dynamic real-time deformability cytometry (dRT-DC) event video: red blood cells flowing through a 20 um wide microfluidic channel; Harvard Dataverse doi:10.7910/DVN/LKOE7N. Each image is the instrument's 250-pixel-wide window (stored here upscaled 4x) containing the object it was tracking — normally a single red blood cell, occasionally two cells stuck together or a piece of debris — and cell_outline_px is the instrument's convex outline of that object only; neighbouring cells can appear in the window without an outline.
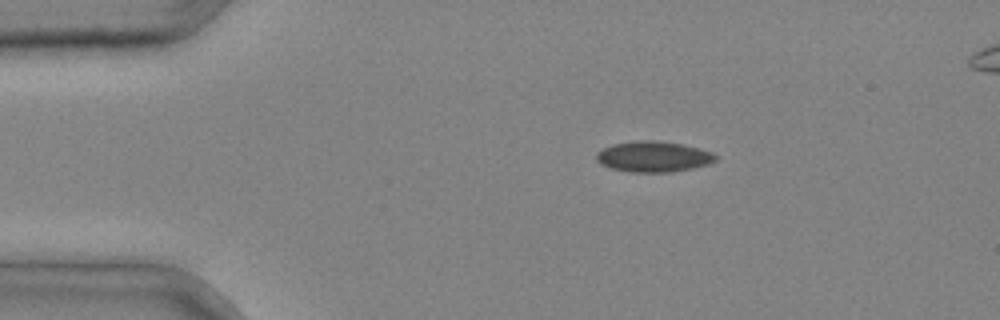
{"species": "common noctule bat (a hibernating species)", "species_latin": "Nyctalus noctula", "temperature_condition": "cold", "stored_images_in_passage": 3, "camera_frame_rate_fps": 3000, "um_per_image_px": 0.085, "animal": {"sex": "male", "body_mass_g": 20.4}, "frame": {"image": 1, "passage_image": 1, "time_ms": 0.0, "image_size_px": [1000, 320], "cell_outline_px": [[716, 160], [708, 164], [692, 168], [672, 172], [628, 172], [612, 168], [600, 164], [596, 160], [596, 152], [612, 144], [636, 140], [656, 140], [680, 144], [712, 152], [716, 156]], "centroid_in_image_um": [55.5, 13.31], "position_along_channel_um": 29.5, "area_um2": 21.27}}